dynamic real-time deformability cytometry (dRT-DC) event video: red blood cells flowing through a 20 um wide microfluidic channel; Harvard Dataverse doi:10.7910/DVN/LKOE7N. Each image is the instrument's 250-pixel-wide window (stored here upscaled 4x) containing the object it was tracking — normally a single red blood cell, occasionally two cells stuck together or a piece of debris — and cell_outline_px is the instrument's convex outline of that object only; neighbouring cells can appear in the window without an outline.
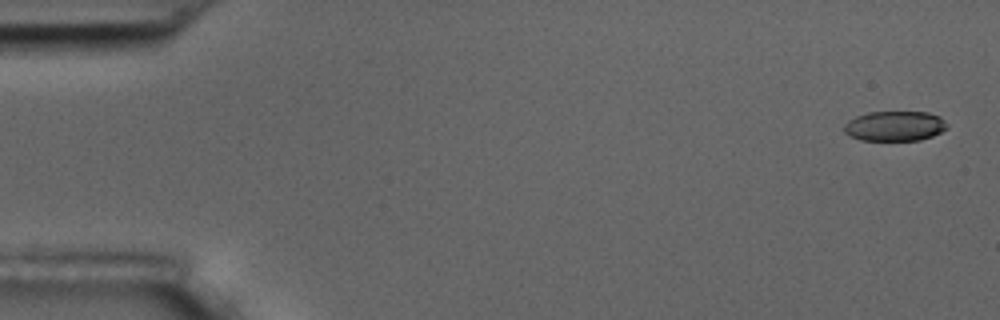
{"species": "common noctule bat (a hibernating species)", "species_latin": "Nyctalus noctula", "temperature_condition": "room temperature", "stored_images_in_passage": 55, "camera_frame_rate_fps": 3000, "um_per_image_px": 0.085, "animal": {"sex": "male", "body_mass_g": 17.5, "forearm_length_mm": 52.3}, "frame": {"image": 1, "passage_image": 1, "time_ms": 0.0, "image_size_px": [1000, 320], "cell_outline_px": [[948, 128], [932, 136], [920, 140], [860, 140], [844, 132], [844, 124], [848, 120], [856, 116], [868, 112], [928, 112], [940, 116], [948, 124]], "centroid_in_image_um": [76.07, 10.7], "position_along_channel_um": 8.9, "area_um2": 18.03}}
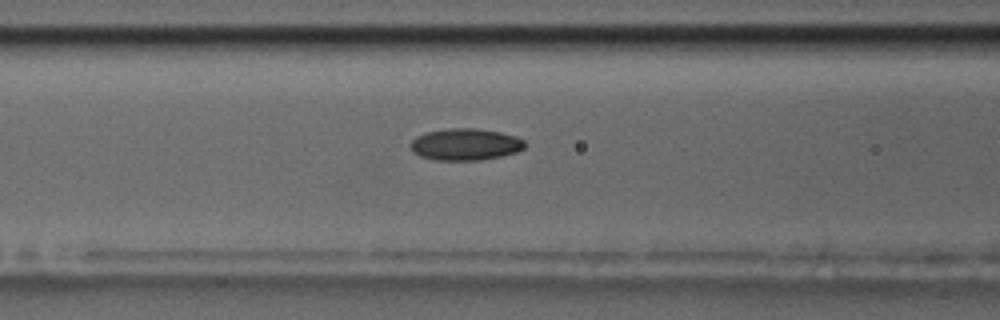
{"frame": {"image": 2, "passage_image": 22, "time_ms": 7.0, "image_size_px": [1000, 320], "cell_outline_px": [[528, 144], [524, 148], [516, 152], [500, 156], [480, 160], [436, 160], [420, 156], [412, 152], [408, 144], [416, 136], [424, 132], [448, 128], [472, 128], [500, 132], [516, 136], [524, 140]], "centroid_in_image_um": [39.53, 12.27], "position_along_channel_um": 127.1, "area_um2": 21.39}}
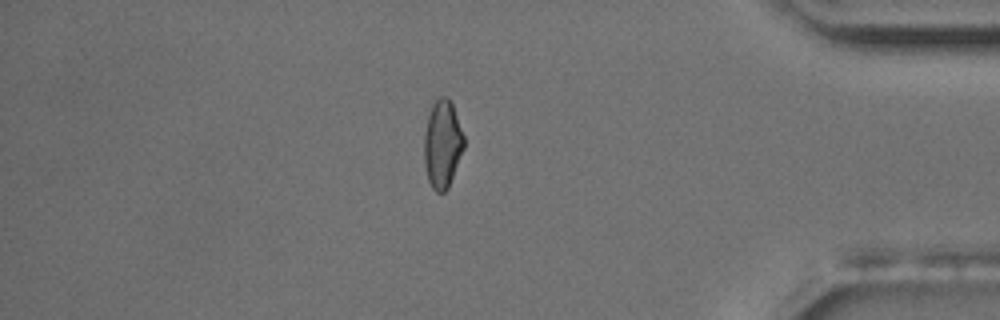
{"frame": {"image": 3, "passage_image": 47, "time_ms": 15.333, "image_size_px": [1000, 320], "cell_outline_px": [[464, 148], [448, 188], [444, 192], [436, 192], [432, 188], [428, 180], [424, 164], [424, 136], [428, 116], [432, 104], [440, 96], [448, 96], [452, 104], [464, 136]], "centroid_in_image_um": [37.6, 12.25], "position_along_channel_um": 397.6, "area_um2": 20.35}, "authors_computed_cell_mechanics": {"area_um2": 20.4612, "velocity_mm_per_s": 3.6401, "shape_relaxation_time_tau1_ms": 10.2616, "shape_relaxation_time_tau2_ms": 3.024, "deformation_change_tau1": 0.1921, "deformation_change_tau2": 0.0802}}